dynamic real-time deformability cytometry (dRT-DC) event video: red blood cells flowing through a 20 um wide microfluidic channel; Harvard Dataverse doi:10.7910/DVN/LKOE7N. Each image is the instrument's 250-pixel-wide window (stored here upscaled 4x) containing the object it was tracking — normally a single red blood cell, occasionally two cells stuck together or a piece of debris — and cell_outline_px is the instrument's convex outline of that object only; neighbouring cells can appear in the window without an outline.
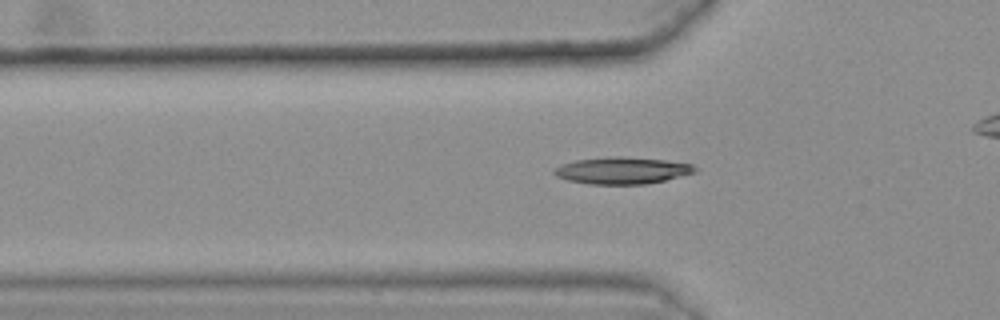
{"species": "common noctule bat (a hibernating species)", "species_latin": "Nyctalus noctula", "temperature_condition": "warm", "stored_images_in_passage": 50, "camera_frame_rate_fps": 3000, "um_per_image_px": 0.085, "animal": {"sex": "female", "body_mass_g": 25.1}, "frame": {"image": 1, "passage_image": 19, "time_ms": 6.0, "image_size_px": [1000, 320], "cell_outline_px": [[696, 172], [664, 180], [644, 184], [592, 184], [568, 180], [556, 176], [552, 172], [560, 164], [576, 160], [616, 156], [620, 156], [664, 160], [692, 164], [696, 168]], "centroid_in_image_um": [52.86, 14.49], "position_along_channel_um": 72.9, "area_um2": 21.73}}
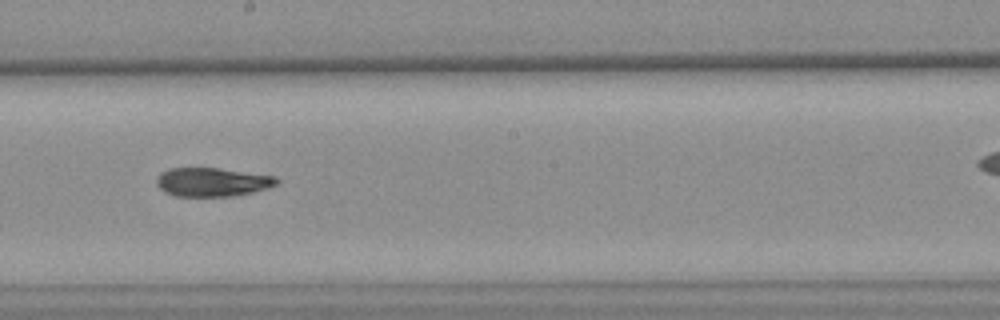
{"frame": {"image": 2, "passage_image": 32, "time_ms": 10.333, "image_size_px": [1000, 320], "cell_outline_px": [[280, 180], [276, 184], [268, 188], [252, 192], [232, 196], [176, 196], [164, 192], [156, 184], [156, 180], [160, 172], [168, 168], [220, 168], [276, 176]], "centroid_in_image_um": [18.03, 15.46], "position_along_channel_um": 230.2, "area_um2": 20.23}}
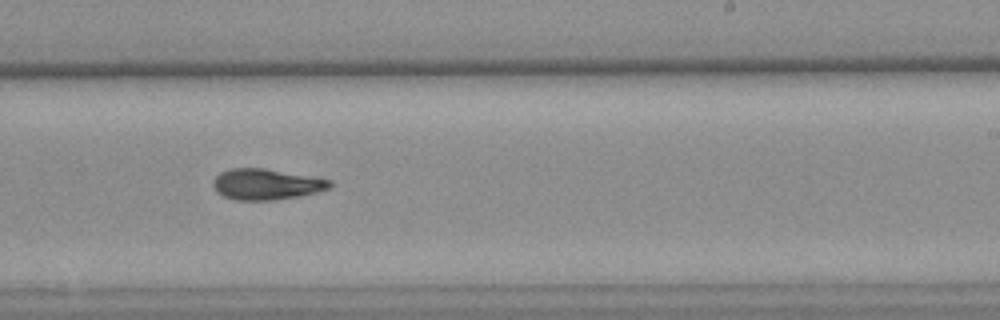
{"frame": {"image": 3, "passage_image": 35, "time_ms": 11.333, "image_size_px": [1000, 320], "cell_outline_px": [[332, 188], [300, 196], [276, 200], [236, 200], [224, 196], [216, 192], [212, 184], [212, 180], [220, 172], [228, 168], [264, 168], [332, 180]], "centroid_in_image_um": [22.62, 15.66], "position_along_channel_um": 266.4, "area_um2": 21.15}, "authors_computed_cell_mechanics": {"area_um2": 20.9236, "velocity_mm_per_s": 3.6238, "shape_relaxation_time_tau1_ms": 8.395, "shape_relaxation_time_tau2_ms": 7.8316, "deformation_change_tau1": 0.196, "deformation_change_tau2": 0.1575}}